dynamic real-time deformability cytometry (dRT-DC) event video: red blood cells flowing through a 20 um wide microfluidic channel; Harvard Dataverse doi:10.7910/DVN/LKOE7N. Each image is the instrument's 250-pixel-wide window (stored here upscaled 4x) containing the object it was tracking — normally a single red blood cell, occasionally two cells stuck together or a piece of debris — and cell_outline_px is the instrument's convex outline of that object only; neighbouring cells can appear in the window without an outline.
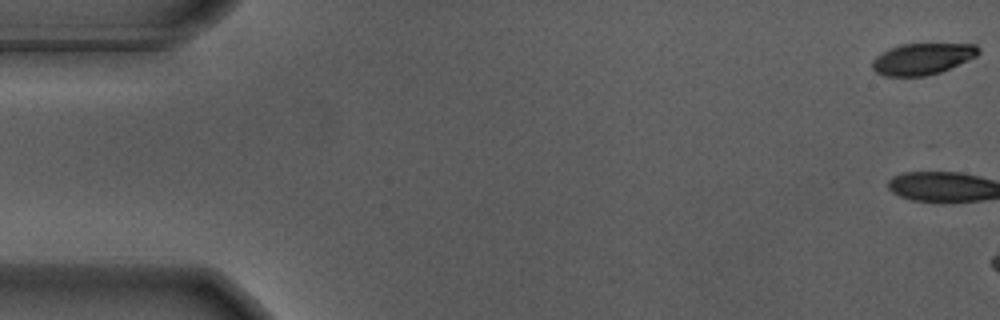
{"species": "Egyptian fruit bat (a non-hibernating species)", "species_latin": "Rousettus aegyptiacus", "temperature_condition": "warm", "stored_images_in_passage": 8, "camera_frame_rate_fps": 3000, "um_per_image_px": 0.085, "animal": {"sex": "male"}, "frame": {"image": 1, "passage_image": 1, "time_ms": 0.0, "image_size_px": [1000, 320], "cell_outline_px": [[980, 52], [976, 56], [968, 60], [940, 72], [924, 76], [884, 76], [876, 72], [872, 68], [872, 60], [876, 56], [888, 48], [900, 44], [976, 44], [980, 48]], "centroid_in_image_um": [78.38, 5.0], "position_along_channel_um": 6.6, "area_um2": 19.42}}